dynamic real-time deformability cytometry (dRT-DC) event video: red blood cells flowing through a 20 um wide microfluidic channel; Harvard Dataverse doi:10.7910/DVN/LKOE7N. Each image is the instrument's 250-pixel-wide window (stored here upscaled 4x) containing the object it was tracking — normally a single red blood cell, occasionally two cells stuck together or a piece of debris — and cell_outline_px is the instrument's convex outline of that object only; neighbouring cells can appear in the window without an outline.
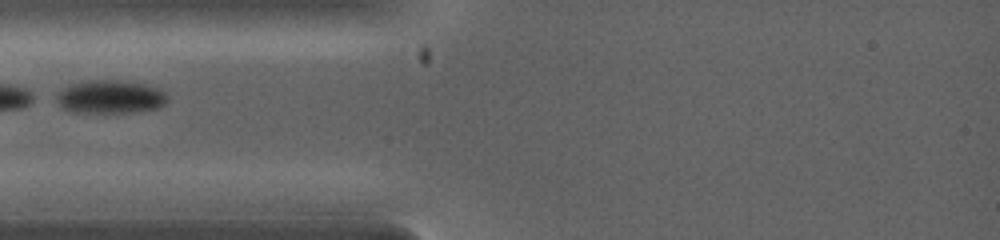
{"species": "common noctule bat (a hibernating species)", "species_latin": "Nyctalus noctula", "temperature_condition": "warm", "stored_images_in_passage": 1, "camera_frame_rate_fps": 5000, "um_per_image_px": 0.085, "animal": {"sex": "female", "body_mass_g": 19.0, "forearm_length_mm": 53.3}, "frame": {"image": 1, "passage_image": 1, "time_ms": 0.0, "image_size_px": [1000, 240], "cell_outline_px": [[168, 100], [164, 104], [156, 108], [136, 112], [72, 112], [64, 108], [56, 100], [56, 92], [68, 84], [80, 80], [132, 80], [160, 88], [168, 96]], "centroid_in_image_um": [9.37, 8.2], "position_along_channel_um": 75.6, "area_um2": 22.02}}